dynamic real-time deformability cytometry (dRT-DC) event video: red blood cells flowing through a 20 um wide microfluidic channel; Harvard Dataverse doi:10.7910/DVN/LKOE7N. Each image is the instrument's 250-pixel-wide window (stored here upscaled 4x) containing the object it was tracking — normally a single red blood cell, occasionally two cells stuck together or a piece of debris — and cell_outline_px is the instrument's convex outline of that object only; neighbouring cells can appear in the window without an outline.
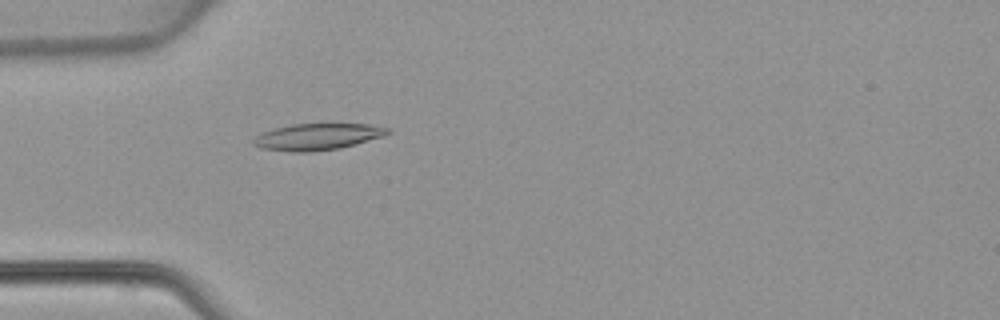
{"species": "common noctule bat (a hibernating species)", "species_latin": "Nyctalus noctula", "temperature_condition": "warm", "stored_images_in_passage": 48, "camera_frame_rate_fps": 3000, "um_per_image_px": 0.085, "animal": {"sex": "female", "body_mass_g": 22.7, "forearm_length_mm": 54.2}, "frame": {"image": 1, "passage_image": 15, "time_ms": 4.667, "image_size_px": [1000, 320], "cell_outline_px": [[392, 132], [384, 136], [356, 144], [340, 148], [312, 152], [292, 152], [260, 148], [252, 144], [252, 140], [256, 136], [264, 132], [276, 128], [292, 124], [368, 124], [392, 128]], "centroid_in_image_um": [27.02, 11.63], "position_along_channel_um": 58.0, "area_um2": 20.87}}
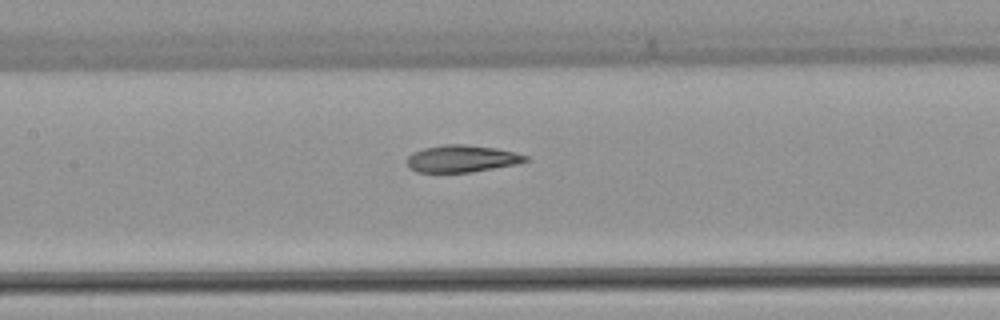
{"frame": {"image": 2, "passage_image": 23, "time_ms": 7.333, "image_size_px": [1000, 320], "cell_outline_px": [[528, 160], [516, 164], [468, 172], [416, 172], [404, 160], [412, 152], [424, 148], [444, 144], [464, 144], [496, 148], [516, 152], [528, 156]], "centroid_in_image_um": [39.23, 13.47], "position_along_channel_um": 168.2, "area_um2": 18.61}}
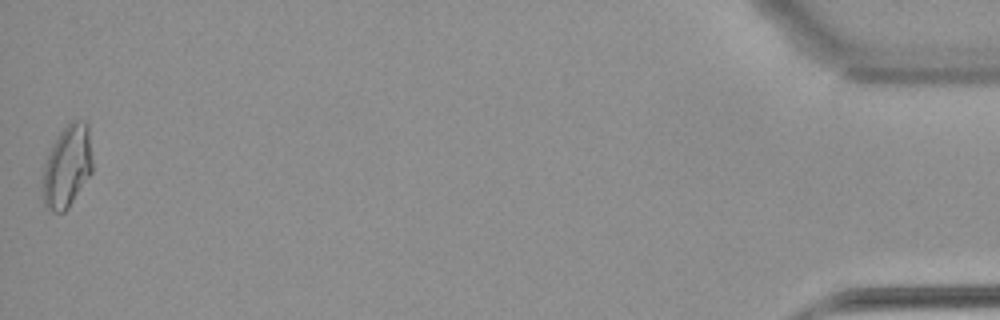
{"frame": {"image": 3, "passage_image": 48, "time_ms": 15.667, "image_size_px": [1000, 320], "cell_outline_px": [[92, 172], [68, 208], [64, 212], [52, 212], [44, 204], [44, 164], [52, 144], [56, 136], [72, 120], [84, 120], [88, 124], [92, 160]], "centroid_in_image_um": [5.73, 14.11], "position_along_channel_um": 429.5, "area_um2": 23.64}}